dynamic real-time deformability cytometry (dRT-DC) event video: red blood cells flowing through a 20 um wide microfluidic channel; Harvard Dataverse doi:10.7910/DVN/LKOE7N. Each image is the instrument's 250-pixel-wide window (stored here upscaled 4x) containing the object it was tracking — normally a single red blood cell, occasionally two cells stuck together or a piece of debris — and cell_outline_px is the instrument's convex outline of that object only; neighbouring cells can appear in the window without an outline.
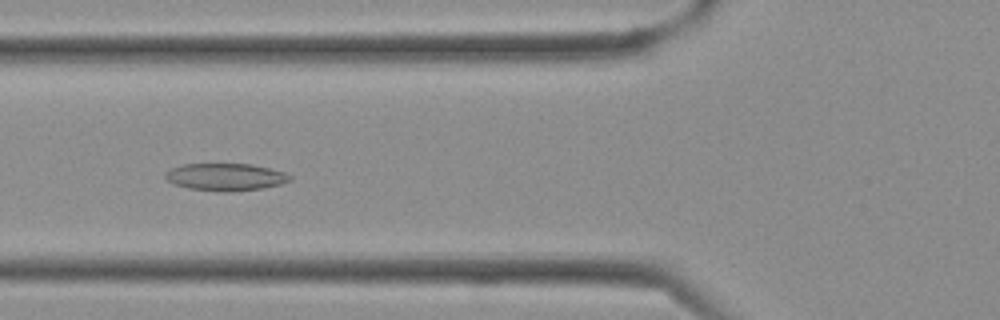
{"species": "Egyptian fruit bat (a non-hibernating species)", "species_latin": "Rousettus aegyptiacus", "temperature_condition": "cold", "stored_images_in_passage": 37, "camera_frame_rate_fps": 3000, "um_per_image_px": 0.085, "frame": {"image": 1, "passage_image": 14, "time_ms": 4.333, "image_size_px": [1000, 320], "cell_outline_px": [[292, 180], [280, 184], [260, 188], [228, 192], [220, 192], [188, 188], [172, 184], [164, 176], [164, 172], [172, 168], [184, 164], [252, 164], [284, 172], [292, 176]], "centroid_in_image_um": [19.14, 15.04], "position_along_channel_um": 106.7, "area_um2": 19.83}}
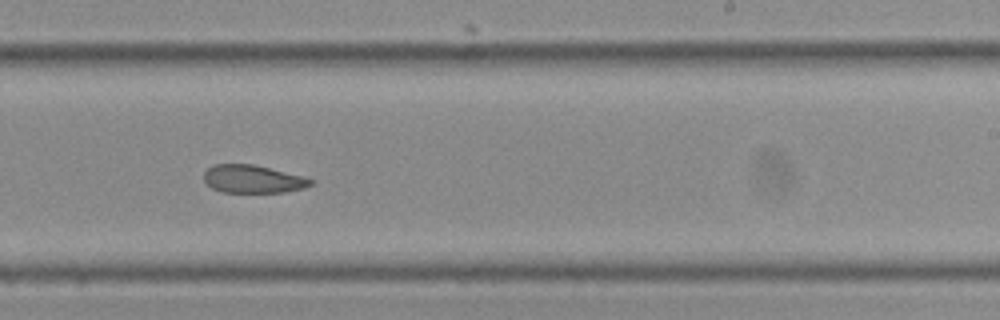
{"frame": {"image": 2, "passage_image": 23, "time_ms": 7.333, "image_size_px": [1000, 320], "cell_outline_px": [[312, 184], [304, 188], [284, 192], [224, 192], [212, 188], [204, 180], [204, 172], [212, 164], [252, 164], [300, 176], [312, 180]], "centroid_in_image_um": [21.44, 15.22], "position_along_channel_um": 267.6, "area_um2": 17.05}}
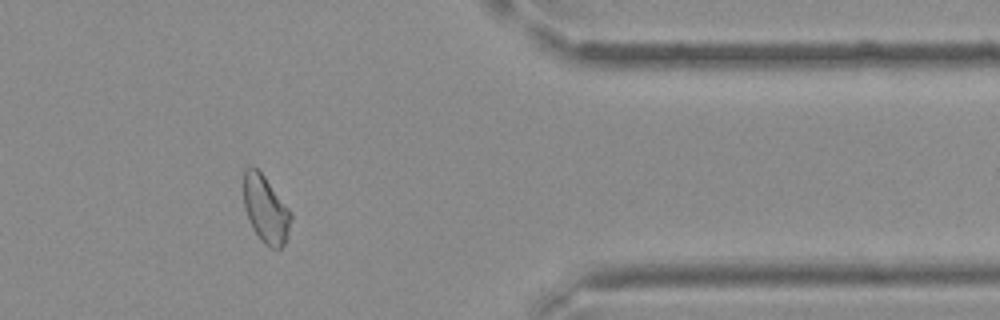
{"frame": {"image": 3, "passage_image": 31, "time_ms": 10.0, "image_size_px": [1000, 320], "cell_outline_px": [[292, 220], [288, 236], [284, 244], [280, 248], [268, 248], [260, 240], [252, 228], [248, 220], [244, 208], [244, 168], [252, 164], [264, 176], [292, 212]], "centroid_in_image_um": [22.58, 17.81], "position_along_channel_um": 388.8, "area_um2": 18.84}}